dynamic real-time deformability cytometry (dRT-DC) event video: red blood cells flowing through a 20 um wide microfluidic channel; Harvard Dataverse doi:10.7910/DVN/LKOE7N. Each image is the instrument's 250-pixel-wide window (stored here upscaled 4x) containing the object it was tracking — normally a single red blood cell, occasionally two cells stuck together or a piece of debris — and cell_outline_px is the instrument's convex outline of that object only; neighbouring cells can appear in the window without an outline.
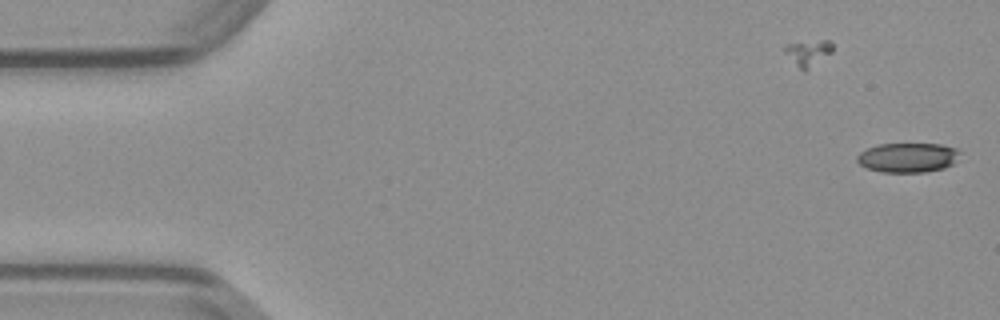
{"species": "common noctule bat (a hibernating species)", "species_latin": "Nyctalus noctula", "temperature_condition": "warm", "stored_images_in_passage": 46, "camera_frame_rate_fps": 3000, "um_per_image_px": 0.085, "animal": {"sex": "male", "body_mass_g": 23.1, "forearm_length_mm": 52.7}, "frame": {"image": 1, "passage_image": 1, "time_ms": 0.0, "image_size_px": [1000, 320], "cell_outline_px": [[960, 152], [952, 164], [944, 168], [924, 172], [880, 172], [868, 168], [860, 164], [856, 160], [856, 156], [860, 152], [868, 148], [880, 144], [940, 144], [956, 148]], "centroid_in_image_um": [77.14, 13.39], "position_along_channel_um": 7.9, "area_um2": 17.57}}
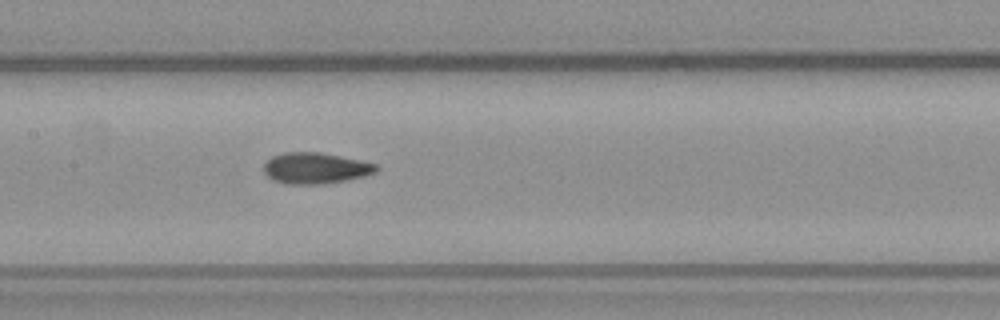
{"frame": {"image": 2, "passage_image": 23, "time_ms": 7.333, "image_size_px": [1000, 320], "cell_outline_px": [[380, 168], [376, 172], [364, 176], [324, 184], [284, 184], [272, 180], [264, 172], [264, 164], [272, 156], [284, 152], [320, 152], [360, 160], [376, 164]], "centroid_in_image_um": [26.8, 14.29], "position_along_channel_um": 180.6, "area_um2": 20.4}}
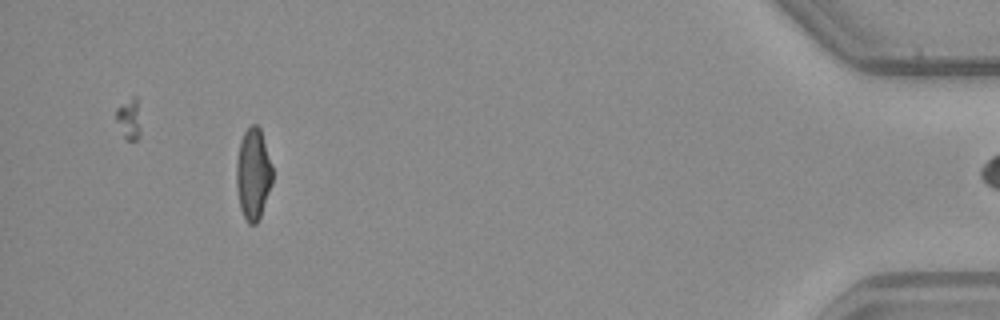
{"frame": {"image": 3, "passage_image": 45, "time_ms": 14.667, "image_size_px": [1000, 320], "cell_outline_px": [[272, 184], [260, 216], [256, 224], [248, 224], [240, 208], [236, 188], [236, 160], [240, 140], [244, 132], [252, 124], [256, 124], [260, 128], [272, 164]], "centroid_in_image_um": [21.51, 14.78], "position_along_channel_um": 413.7, "area_um2": 19.31}}